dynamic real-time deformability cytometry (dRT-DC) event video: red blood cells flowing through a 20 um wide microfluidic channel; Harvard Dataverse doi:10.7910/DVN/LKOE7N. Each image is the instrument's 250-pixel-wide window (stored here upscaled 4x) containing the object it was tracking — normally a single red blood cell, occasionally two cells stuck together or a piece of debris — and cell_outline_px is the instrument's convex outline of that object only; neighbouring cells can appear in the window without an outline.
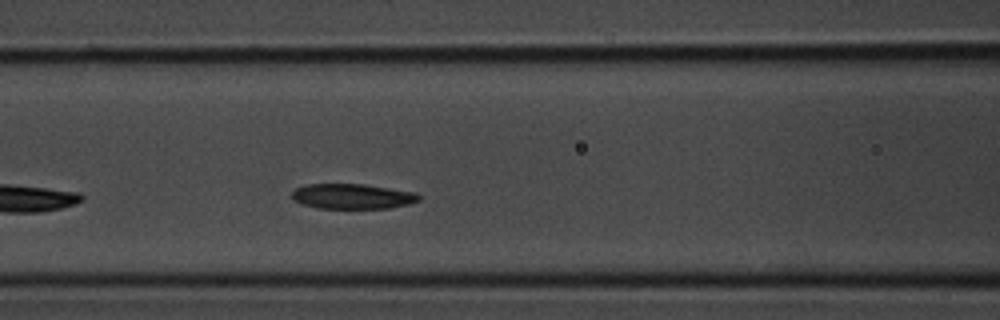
{"species": "common noctule bat (a hibernating species)", "species_latin": "Nyctalus noctula", "temperature_condition": "room temperature", "stored_images_in_passage": 32, "camera_frame_rate_fps": 3000, "um_per_image_px": 0.085, "animal": {"sex": "male", "body_mass_g": 20.1, "forearm_length_mm": 53.5}, "frame": {"image": 1, "passage_image": 10, "time_ms": 3.0, "image_size_px": [1000, 320], "cell_outline_px": [[420, 200], [408, 204], [388, 208], [316, 208], [300, 204], [292, 200], [292, 192], [296, 188], [308, 184], [364, 184], [416, 192], [420, 196]], "centroid_in_image_um": [29.93, 16.69], "position_along_channel_um": 136.7, "area_um2": 18.67}}
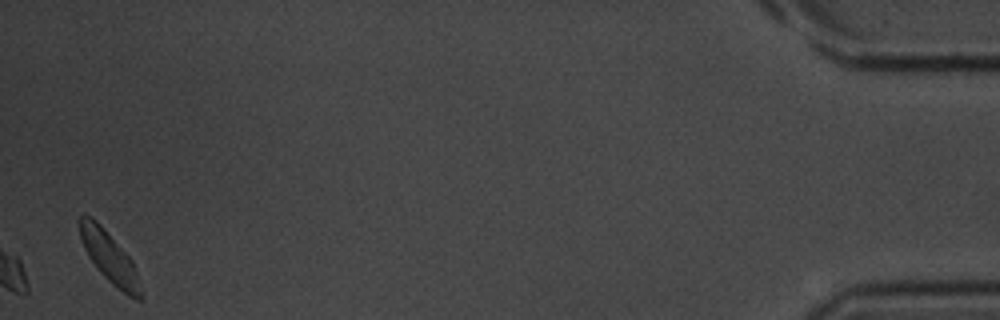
{"frame": {"image": 2, "passage_image": 32, "time_ms": 10.333, "image_size_px": [1000, 320], "cell_outline_px": [[144, 300], [136, 300], [128, 296], [116, 288], [100, 272], [88, 256], [80, 240], [76, 220], [80, 216], [88, 216], [96, 220], [100, 224], [132, 260], [144, 296]], "centroid_in_image_um": [9.29, 21.89], "position_along_channel_um": 425.9, "area_um2": 18.26}}